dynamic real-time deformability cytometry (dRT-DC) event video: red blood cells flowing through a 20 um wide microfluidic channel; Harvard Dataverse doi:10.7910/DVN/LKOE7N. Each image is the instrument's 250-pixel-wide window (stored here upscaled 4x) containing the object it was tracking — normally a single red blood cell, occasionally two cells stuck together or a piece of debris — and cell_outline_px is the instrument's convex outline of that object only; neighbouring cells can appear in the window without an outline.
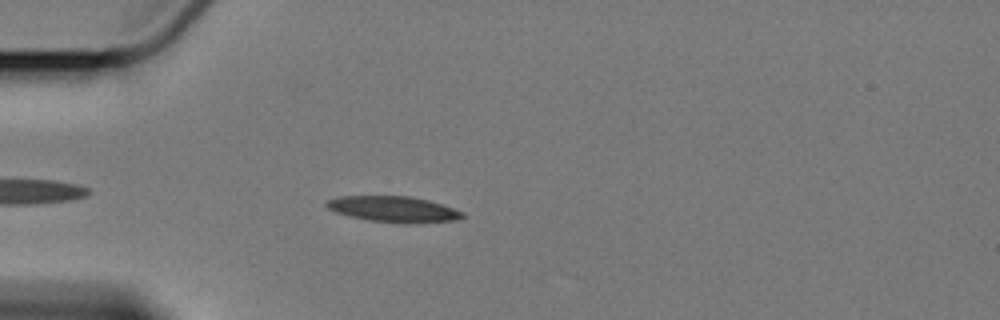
{"species": "Egyptian fruit bat (a non-hibernating species)", "species_latin": "Rousettus aegyptiacus", "temperature_condition": "cold", "stored_images_in_passage": 6, "camera_frame_rate_fps": 3000, "um_per_image_px": 0.085, "animal": {"sex": "female"}, "frame": {"image": 1, "passage_image": 3, "time_ms": 2.333, "image_size_px": [1000, 320], "cell_outline_px": [[464, 216], [456, 220], [420, 224], [400, 224], [368, 220], [336, 212], [328, 208], [324, 204], [328, 200], [336, 196], [408, 196], [428, 200], [464, 212]], "centroid_in_image_um": [33.46, 17.79], "position_along_channel_um": 51.5, "area_um2": 20.63}}
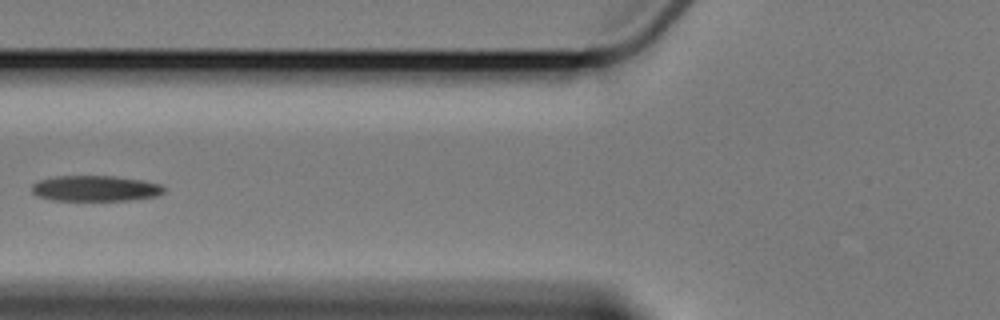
{"frame": {"image": 2, "passage_image": 5, "time_ms": 4.667, "image_size_px": [1000, 320], "cell_outline_px": [[164, 192], [156, 196], [128, 200], [52, 200], [36, 196], [32, 192], [32, 184], [40, 180], [56, 176], [116, 176], [144, 180], [160, 184], [164, 188]], "centroid_in_image_um": [8.09, 16.01], "position_along_channel_um": 117.7, "area_um2": 19.77}}
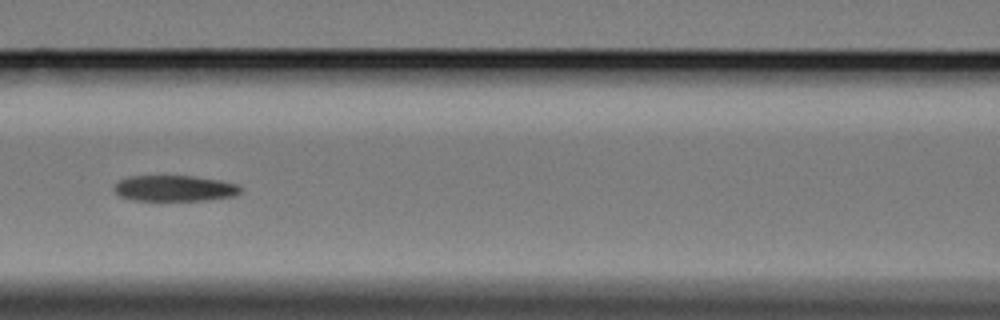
{"frame": {"image": 3, "passage_image": 6, "time_ms": 5.667, "image_size_px": [1000, 320], "cell_outline_px": [[240, 192], [236, 196], [208, 200], [132, 200], [120, 196], [112, 188], [120, 180], [128, 176], [196, 176], [220, 180], [240, 184]], "centroid_in_image_um": [14.87, 16.0], "position_along_channel_um": 151.7, "area_um2": 19.19}}